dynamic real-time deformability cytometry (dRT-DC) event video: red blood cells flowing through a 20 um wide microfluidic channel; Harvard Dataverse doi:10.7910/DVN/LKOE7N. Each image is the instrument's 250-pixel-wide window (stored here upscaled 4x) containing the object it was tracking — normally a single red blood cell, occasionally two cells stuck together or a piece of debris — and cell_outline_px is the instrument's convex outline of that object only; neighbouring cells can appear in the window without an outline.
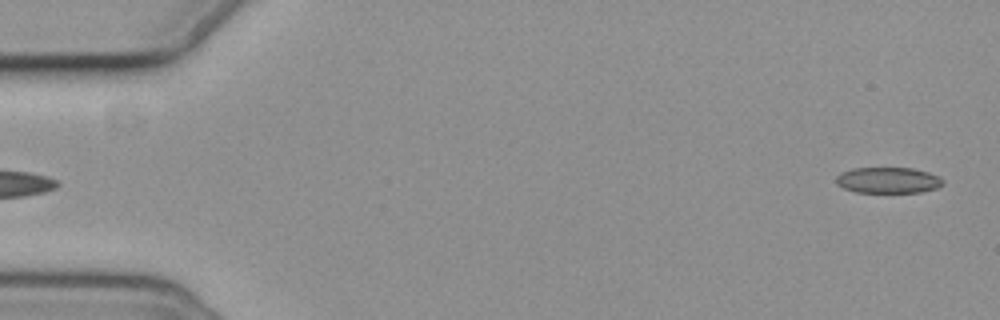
{"species": "common noctule bat (a hibernating species)", "species_latin": "Nyctalus noctula", "temperature_condition": "cold", "stored_images_in_passage": 5, "camera_frame_rate_fps": 3000, "um_per_image_px": 0.085, "animal": {"sex": "female", "body_mass_g": 19.3, "forearm_length_mm": 54.1}, "frame": {"image": 1, "passage_image": 5, "time_ms": 5.333, "image_size_px": [1000, 320], "cell_outline_px": [[944, 184], [936, 188], [920, 192], [856, 192], [844, 188], [836, 184], [836, 176], [840, 172], [852, 168], [912, 168], [928, 172], [940, 176], [944, 180]], "centroid_in_image_um": [75.49, 15.31], "position_along_channel_um": 9.5, "area_um2": 16.24}}